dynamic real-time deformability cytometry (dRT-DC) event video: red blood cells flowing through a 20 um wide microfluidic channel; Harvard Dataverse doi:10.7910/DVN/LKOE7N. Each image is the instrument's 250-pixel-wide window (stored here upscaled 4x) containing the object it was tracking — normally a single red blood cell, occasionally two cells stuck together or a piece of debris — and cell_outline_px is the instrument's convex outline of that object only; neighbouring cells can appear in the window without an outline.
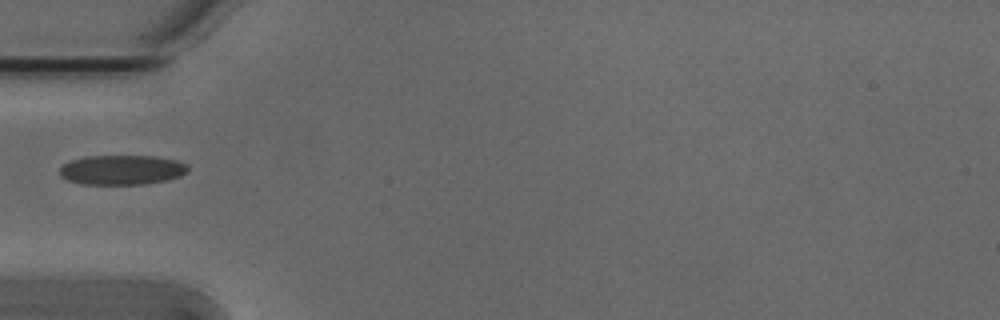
{"species": "Egyptian fruit bat (a non-hibernating species)", "species_latin": "Rousettus aegyptiacus", "temperature_condition": "cold", "stored_images_in_passage": 37, "camera_frame_rate_fps": 3000, "um_per_image_px": 0.085, "animal": {"sex": "male"}, "frame": {"image": 1, "passage_image": 1, "time_ms": 0.0, "image_size_px": [1000, 320], "cell_outline_px": [[188, 172], [180, 176], [164, 180], [144, 184], [80, 184], [68, 180], [60, 176], [60, 168], [64, 164], [72, 160], [84, 156], [156, 156], [176, 160], [188, 164]], "centroid_in_image_um": [10.36, 14.43], "position_along_channel_um": 74.6, "area_um2": 22.2}}
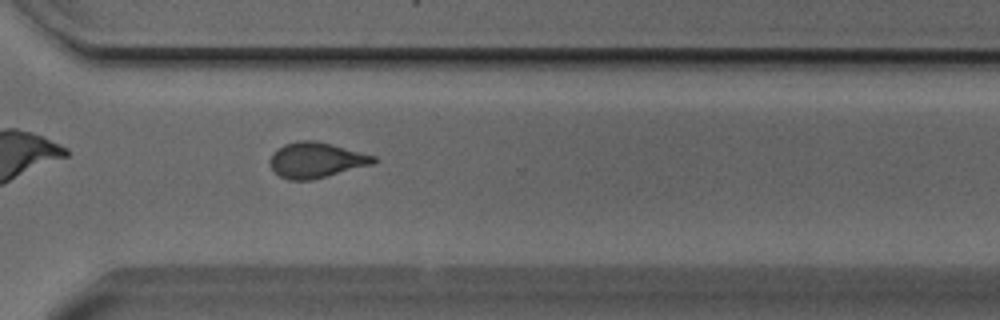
{"frame": {"image": 2, "passage_image": 22, "time_ms": 7.0, "image_size_px": [1000, 320], "cell_outline_px": [[376, 160], [372, 164], [312, 180], [288, 180], [280, 176], [272, 168], [268, 160], [272, 152], [276, 148], [284, 144], [300, 140], [316, 140], [332, 144], [376, 156]], "centroid_in_image_um": [26.83, 13.59], "position_along_channel_um": 343.8, "area_um2": 21.44}}
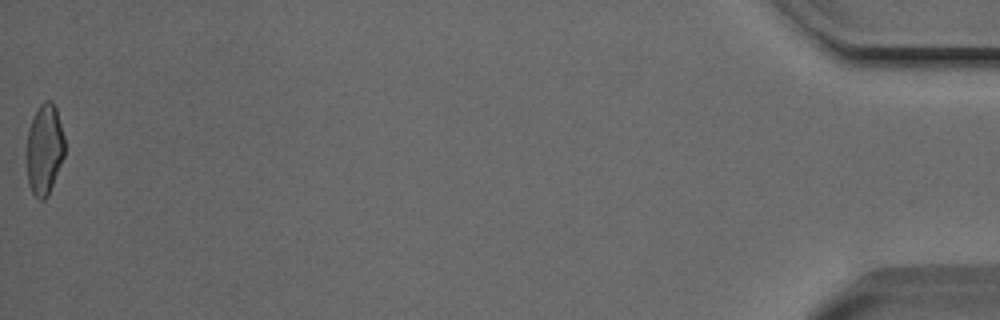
{"frame": {"image": 3, "passage_image": 37, "time_ms": 12.0, "image_size_px": [1000, 320], "cell_outline_px": [[64, 156], [48, 196], [44, 200], [40, 200], [32, 192], [28, 184], [28, 128], [40, 104], [44, 100], [52, 100], [56, 108], [64, 136]], "centroid_in_image_um": [3.8, 12.69], "position_along_channel_um": 431.4, "area_um2": 19.77}}